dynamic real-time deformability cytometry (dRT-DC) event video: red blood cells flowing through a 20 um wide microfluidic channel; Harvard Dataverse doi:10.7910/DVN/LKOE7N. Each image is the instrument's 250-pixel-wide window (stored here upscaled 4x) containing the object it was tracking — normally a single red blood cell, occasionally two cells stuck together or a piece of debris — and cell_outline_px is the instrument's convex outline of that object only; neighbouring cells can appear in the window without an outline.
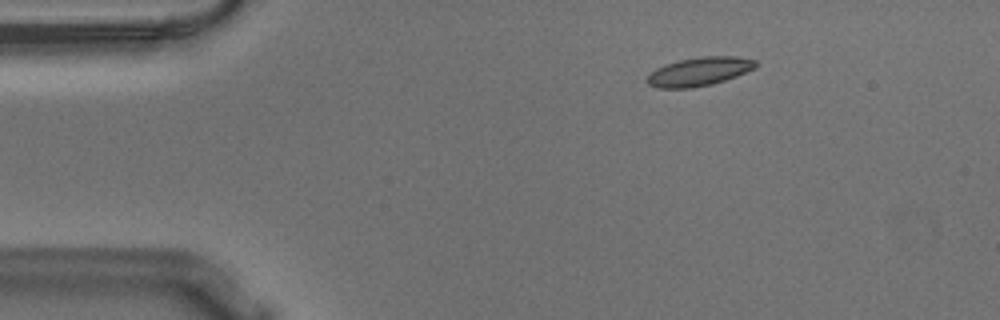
{"species": "Egyptian fruit bat (a non-hibernating species)", "species_latin": "Rousettus aegyptiacus", "temperature_condition": "warm", "stored_images_in_passage": 48, "camera_frame_rate_fps": 3000, "um_per_image_px": 0.085, "animal": {"sex": "male"}, "frame": {"image": 1, "passage_image": 1, "time_ms": 0.0, "image_size_px": [1000, 320], "cell_outline_px": [[756, 68], [736, 76], [712, 84], [692, 88], [656, 88], [648, 84], [644, 80], [656, 68], [664, 64], [680, 60], [700, 56], [736, 56], [756, 60]], "centroid_in_image_um": [59.41, 6.08], "position_along_channel_um": 25.6, "area_um2": 18.21}}
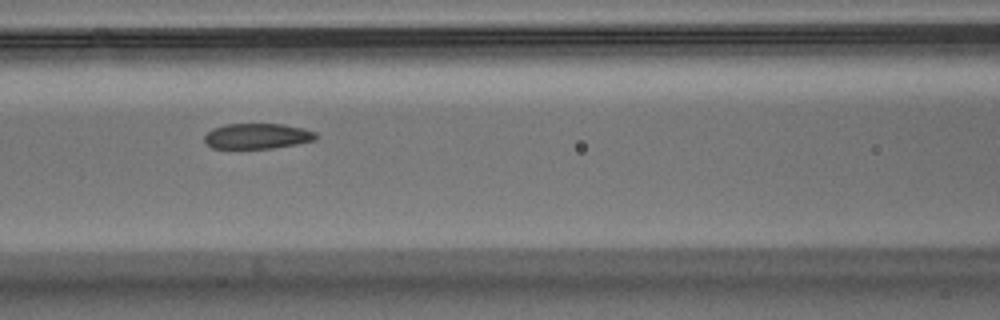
{"frame": {"image": 2, "passage_image": 16, "time_ms": 5.0, "image_size_px": [1000, 320], "cell_outline_px": [[316, 140], [296, 144], [272, 148], [212, 148], [204, 140], [204, 136], [212, 128], [224, 124], [284, 124], [304, 128], [316, 132]], "centroid_in_image_um": [21.88, 11.56], "position_along_channel_um": 144.7, "area_um2": 16.53}}
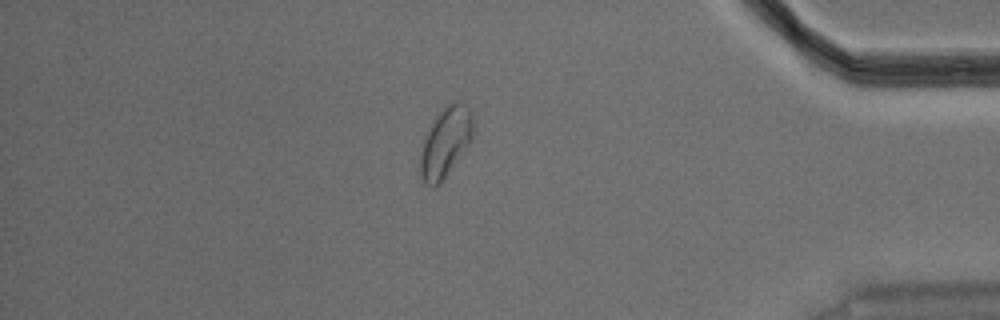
{"frame": {"image": 3, "passage_image": 40, "time_ms": 13.0, "image_size_px": [1000, 320], "cell_outline_px": [[472, 140], [444, 176], [432, 188], [424, 184], [420, 176], [420, 152], [424, 140], [436, 116], [444, 104], [456, 100], [460, 100], [468, 104], [472, 112]], "centroid_in_image_um": [37.87, 12.01], "position_along_channel_um": 397.3, "area_um2": 21.27}, "authors_computed_cell_mechanics": {"area_um2": 18.1492, "velocity_mm_per_s": 3.5964, "shape_relaxation_time_tau1_ms": 9.2735, "shape_relaxation_time_tau2_ms": 1.6612, "deformation_change_tau1": 0.1588, "deformation_change_tau2": 0.0651}}